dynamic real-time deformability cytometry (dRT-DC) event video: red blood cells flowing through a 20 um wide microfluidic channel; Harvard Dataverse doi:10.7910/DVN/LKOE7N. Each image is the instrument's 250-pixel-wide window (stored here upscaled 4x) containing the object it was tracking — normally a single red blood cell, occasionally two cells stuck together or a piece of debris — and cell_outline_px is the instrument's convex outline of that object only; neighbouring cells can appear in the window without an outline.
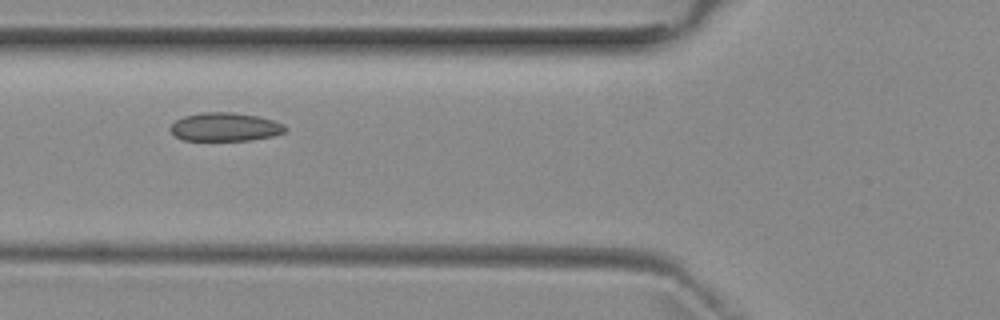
{"species": "common noctule bat (a hibernating species)", "species_latin": "Nyctalus noctula", "temperature_condition": "room temperature", "stored_images_in_passage": 8, "camera_frame_rate_fps": 3000, "um_per_image_px": 0.085, "animal": {"sex": "female", "body_mass_g": 29.2, "forearm_length_mm": 56.3}, "frame": {"image": 1, "passage_image": 6, "time_ms": 6.0, "image_size_px": [1000, 320], "cell_outline_px": [[288, 128], [284, 132], [272, 136], [252, 140], [184, 140], [176, 136], [168, 128], [176, 120], [184, 116], [200, 112], [232, 112], [260, 116], [284, 124]], "centroid_in_image_um": [19.14, 10.78], "position_along_channel_um": 106.7, "area_um2": 19.13}}
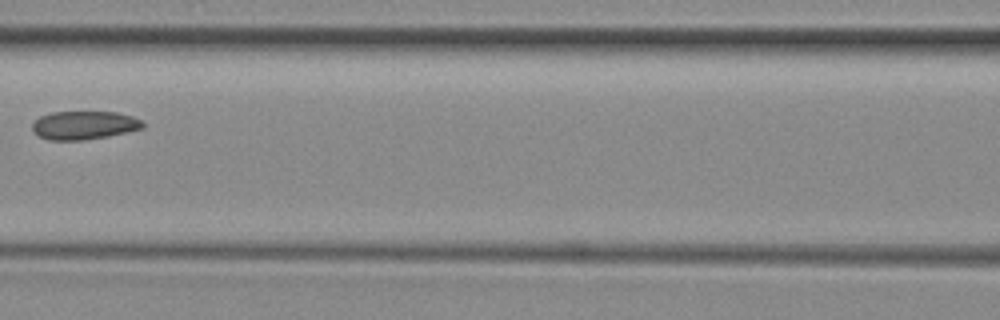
{"frame": {"image": 2, "passage_image": 7, "time_ms": 7.333, "image_size_px": [1000, 320], "cell_outline_px": [[144, 128], [108, 136], [84, 140], [48, 140], [40, 136], [32, 128], [32, 124], [40, 116], [52, 112], [116, 112], [132, 116], [140, 120], [144, 124]], "centroid_in_image_um": [7.16, 10.64], "position_along_channel_um": 159.4, "area_um2": 18.15}}
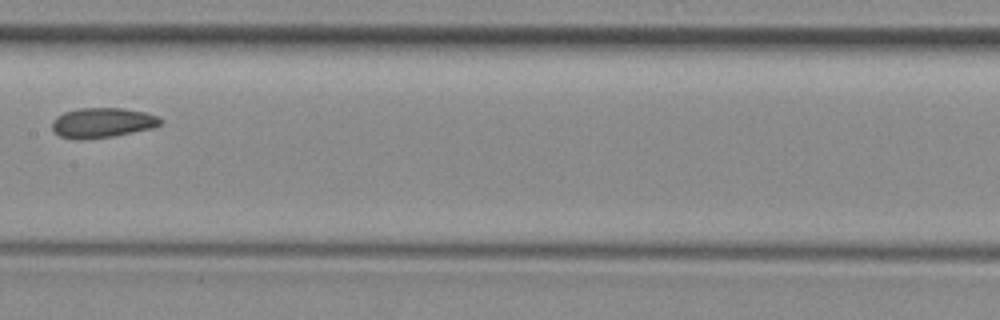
{"frame": {"image": 3, "passage_image": 8, "time_ms": 8.333, "image_size_px": [1000, 320], "cell_outline_px": [[164, 120], [160, 124], [152, 128], [112, 136], [84, 140], [80, 140], [60, 136], [52, 132], [52, 120], [56, 116], [64, 112], [80, 108], [124, 108], [144, 112], [156, 116]], "centroid_in_image_um": [8.65, 10.43], "position_along_channel_um": 198.7, "area_um2": 18.96}}